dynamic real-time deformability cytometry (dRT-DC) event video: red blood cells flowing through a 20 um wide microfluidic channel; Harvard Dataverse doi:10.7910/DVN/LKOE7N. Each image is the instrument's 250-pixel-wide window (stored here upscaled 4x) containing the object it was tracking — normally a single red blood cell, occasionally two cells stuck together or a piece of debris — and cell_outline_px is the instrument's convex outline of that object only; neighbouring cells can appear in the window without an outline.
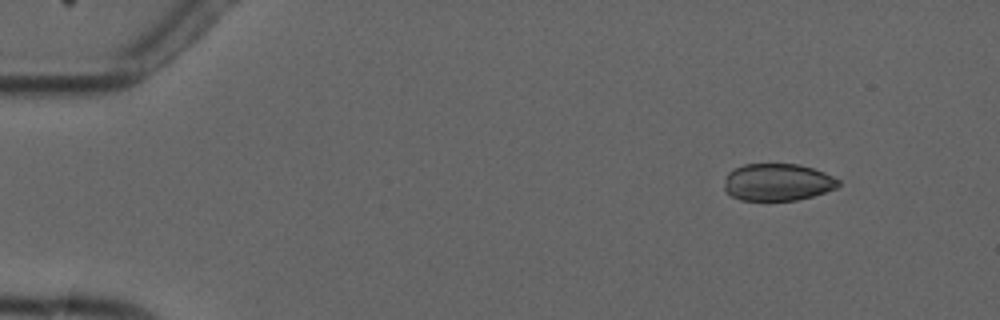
{"species": "common noctule bat (a hibernating species)", "species_latin": "Nyctalus noctula", "temperature_condition": "cold", "stored_images_in_passage": 5, "camera_frame_rate_fps": 3000, "um_per_image_px": 0.085, "animal": {"sex": "male", "forearm_length_mm": 52.5}, "frame": {"image": 1, "passage_image": 1, "time_ms": 0.0, "image_size_px": [1000, 320], "cell_outline_px": [[840, 184], [836, 188], [812, 196], [796, 200], [740, 200], [732, 196], [724, 188], [724, 184], [728, 172], [744, 164], [800, 164], [824, 172], [840, 180]], "centroid_in_image_um": [66.1, 15.48], "position_along_channel_um": 18.9, "area_um2": 24.62}}
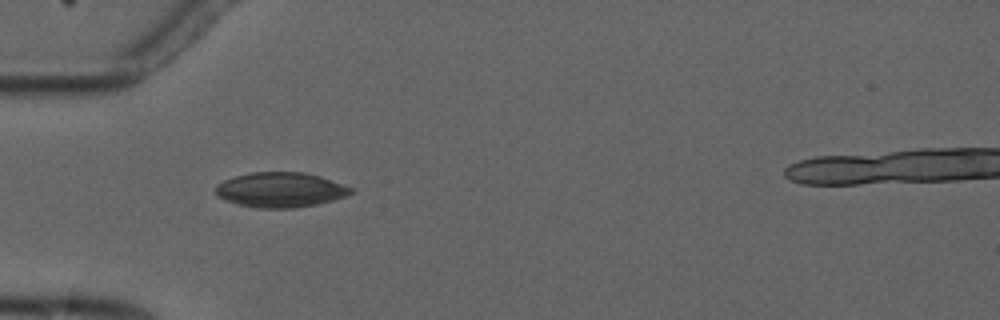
{"frame": {"image": 2, "passage_image": 4, "time_ms": 3.667, "image_size_px": [1000, 320], "cell_outline_px": [[352, 192], [348, 196], [316, 204], [296, 208], [256, 208], [236, 204], [224, 200], [216, 196], [216, 184], [224, 180], [236, 176], [252, 172], [304, 172], [320, 176], [352, 188]], "centroid_in_image_um": [23.8, 16.14], "position_along_channel_um": 61.2, "area_um2": 27.57}}
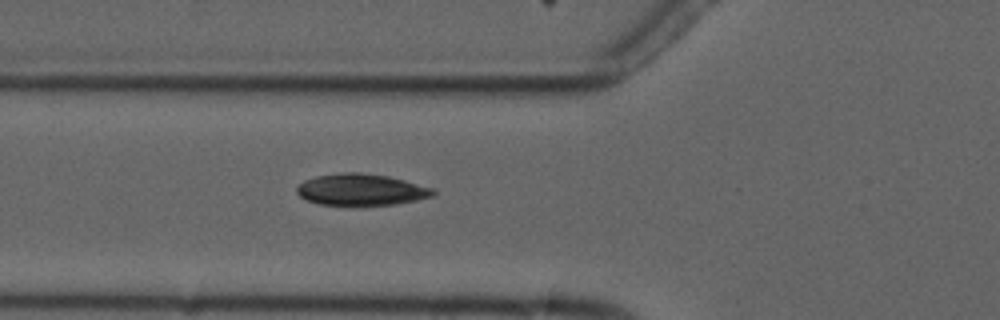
{"frame": {"image": 3, "passage_image": 5, "time_ms": 4.667, "image_size_px": [1000, 320], "cell_outline_px": [[436, 192], [432, 196], [416, 200], [396, 204], [320, 204], [308, 200], [300, 196], [296, 192], [296, 188], [304, 180], [316, 176], [340, 172], [360, 172], [388, 176], [404, 180], [432, 188]], "centroid_in_image_um": [30.68, 16.1], "position_along_channel_um": 95.1, "area_um2": 24.68}}